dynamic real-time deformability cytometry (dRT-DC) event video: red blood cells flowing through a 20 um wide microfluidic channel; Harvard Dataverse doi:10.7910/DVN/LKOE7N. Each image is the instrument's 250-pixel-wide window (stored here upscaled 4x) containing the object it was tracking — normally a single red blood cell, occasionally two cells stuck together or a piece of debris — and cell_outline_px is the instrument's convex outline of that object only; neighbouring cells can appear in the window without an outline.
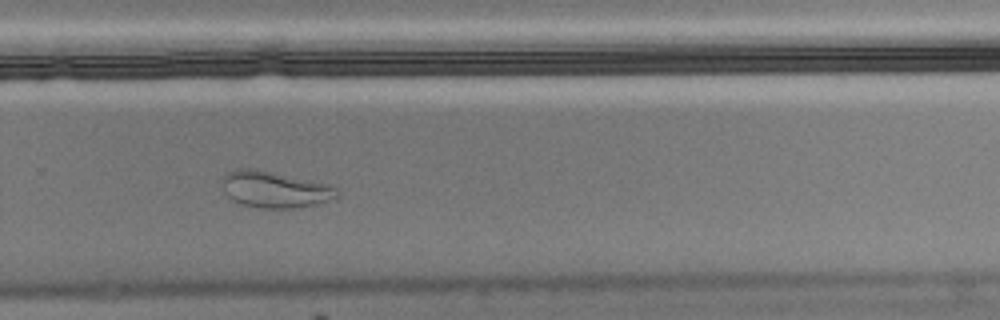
{"species": "Egyptian fruit bat (a non-hibernating species)", "species_latin": "Rousettus aegyptiacus", "temperature_condition": "cold", "stored_images_in_passage": 46, "camera_frame_rate_fps": 3000, "um_per_image_px": 0.085, "animal": {"sex": "male"}, "frame": {"image": 1, "passage_image": 27, "time_ms": 8.667, "image_size_px": [1000, 320], "cell_outline_px": [[336, 196], [328, 200], [316, 204], [300, 208], [256, 208], [240, 204], [232, 200], [224, 192], [220, 180], [228, 172], [236, 168], [252, 168], [332, 184], [336, 188]], "centroid_in_image_um": [23.3, 16.1], "position_along_channel_um": 306.5, "area_um2": 24.57}, "authors_computed_cell_mechanics": {"area_um2": 21.4727, "velocity_mm_per_s": 3.461, "shape_relaxation_time_tau1_ms": null, "shape_relaxation_time_tau2_ms": 1.8898, "deformation_change_tau1": null, "deformation_change_tau2": 0.077}}